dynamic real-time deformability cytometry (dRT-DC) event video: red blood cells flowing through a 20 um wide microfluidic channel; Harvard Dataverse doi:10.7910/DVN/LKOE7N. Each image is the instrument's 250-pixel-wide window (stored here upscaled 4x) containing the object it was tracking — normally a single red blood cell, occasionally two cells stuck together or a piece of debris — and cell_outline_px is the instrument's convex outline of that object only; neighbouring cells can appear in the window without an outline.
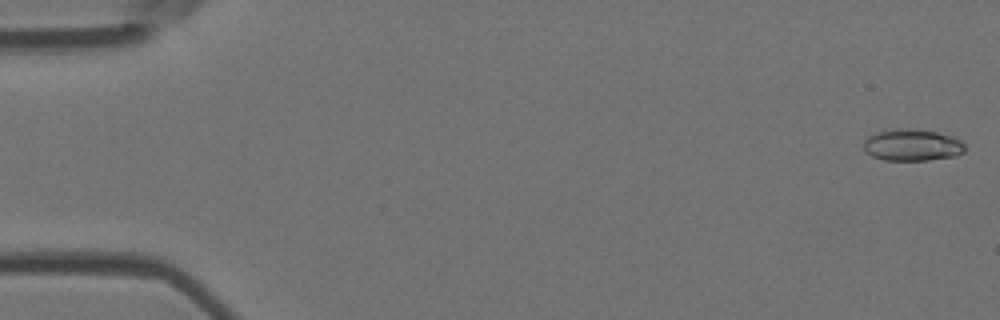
{"species": "Egyptian fruit bat (a non-hibernating species)", "species_latin": "Rousettus aegyptiacus", "temperature_condition": "room temperature", "stored_images_in_passage": 6, "camera_frame_rate_fps": 3000, "um_per_image_px": 0.085, "animal": {"sex": "female"}, "frame": {"image": 1, "passage_image": 1, "time_ms": 0.0, "image_size_px": [1000, 320], "cell_outline_px": [[964, 152], [956, 156], [928, 160], [884, 160], [872, 156], [864, 152], [864, 140], [868, 136], [876, 132], [896, 128], [912, 128], [936, 132], [952, 136], [960, 140], [964, 144]], "centroid_in_image_um": [77.51, 12.32], "position_along_channel_um": 7.5, "area_um2": 18.9}}
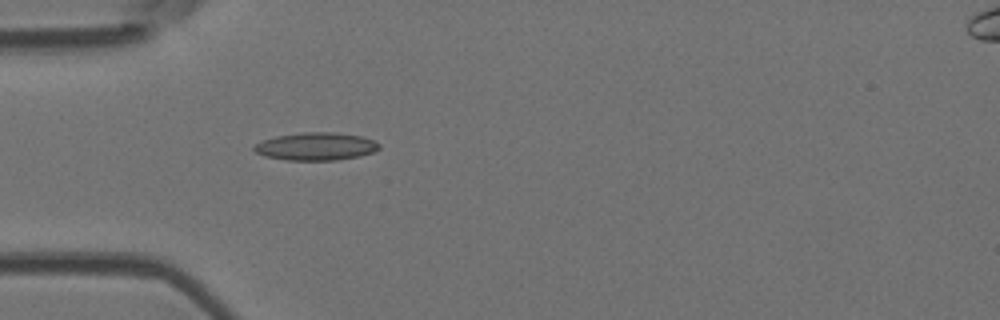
{"frame": {"image": 2, "passage_image": 5, "time_ms": 5.0, "image_size_px": [1000, 320], "cell_outline_px": [[380, 148], [376, 152], [360, 156], [336, 160], [288, 160], [264, 156], [256, 152], [252, 148], [256, 144], [264, 140], [276, 136], [304, 132], [332, 132], [360, 136], [372, 140], [380, 144]], "centroid_in_image_um": [26.88, 12.45], "position_along_channel_um": 58.1, "area_um2": 20.17}}